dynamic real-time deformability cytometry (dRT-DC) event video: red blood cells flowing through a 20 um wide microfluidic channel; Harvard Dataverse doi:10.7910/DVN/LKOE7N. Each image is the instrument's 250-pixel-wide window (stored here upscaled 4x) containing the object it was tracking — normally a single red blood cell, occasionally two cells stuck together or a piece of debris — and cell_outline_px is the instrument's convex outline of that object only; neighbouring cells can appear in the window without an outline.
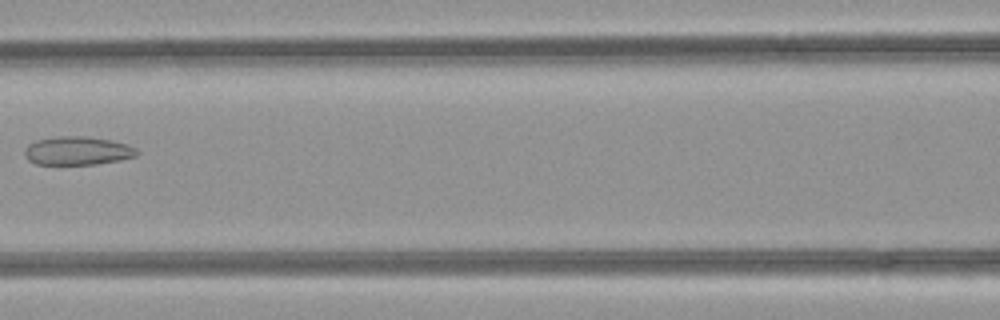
{"species": "common noctule bat (a hibernating species)", "species_latin": "Nyctalus noctula", "temperature_condition": "room temperature", "stored_images_in_passage": 5, "camera_frame_rate_fps": 3000, "um_per_image_px": 0.085, "animal": {"sex": "female", "body_mass_g": 21.9}, "frame": {"image": 1, "passage_image": 5, "time_ms": 1.333, "image_size_px": [1000, 320], "cell_outline_px": [[140, 152], [136, 156], [120, 160], [96, 164], [36, 164], [28, 160], [24, 156], [24, 148], [28, 144], [36, 140], [56, 136], [84, 136], [112, 140], [128, 144], [136, 148]], "centroid_in_image_um": [6.58, 12.81], "position_along_channel_um": 160.0, "area_um2": 18.84}}